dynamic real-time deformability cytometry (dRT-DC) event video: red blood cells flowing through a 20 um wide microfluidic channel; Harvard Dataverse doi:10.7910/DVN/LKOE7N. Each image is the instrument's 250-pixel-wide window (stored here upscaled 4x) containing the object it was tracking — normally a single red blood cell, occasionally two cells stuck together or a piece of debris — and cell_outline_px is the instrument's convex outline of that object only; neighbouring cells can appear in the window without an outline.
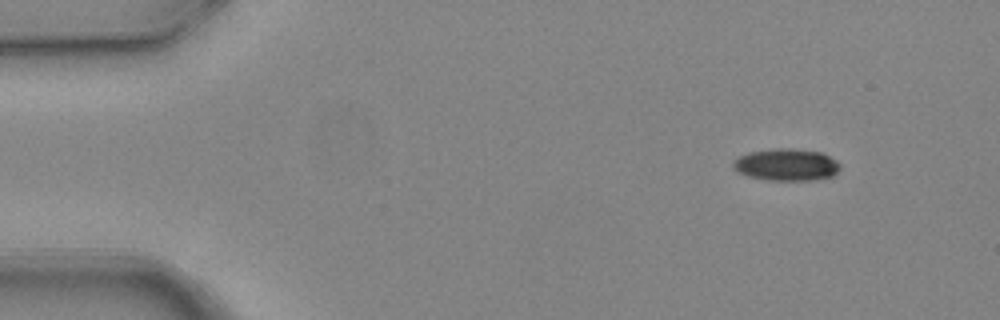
{"species": "common noctule bat (a hibernating species)", "species_latin": "Nyctalus noctula", "temperature_condition": "warm", "stored_images_in_passage": 5, "camera_frame_rate_fps": 3000, "um_per_image_px": 0.085, "animal": {"sex": "female", "body_mass_g": 24.6, "forearm_length_mm": 56.2}, "frame": {"image": 1, "passage_image": 1, "time_ms": 0.0, "image_size_px": [1000, 320], "cell_outline_px": [[840, 168], [832, 176], [812, 180], [768, 180], [748, 176], [736, 172], [732, 168], [732, 160], [748, 152], [776, 148], [792, 148], [820, 152], [836, 160], [840, 164]], "centroid_in_image_um": [66.8, 14.0], "position_along_channel_um": 18.2, "area_um2": 20.06}}
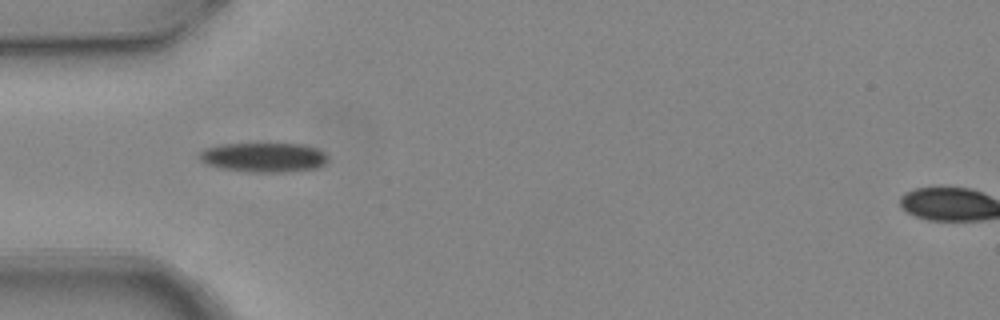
{"frame": {"image": 2, "passage_image": 4, "time_ms": 1.0, "image_size_px": [1000, 320], "cell_outline_px": [[328, 160], [324, 164], [316, 168], [292, 172], [248, 172], [220, 168], [208, 164], [200, 160], [200, 152], [204, 148], [220, 144], [304, 144], [316, 148], [324, 152], [328, 156]], "centroid_in_image_um": [22.44, 13.38], "position_along_channel_um": 62.6, "area_um2": 22.2}}
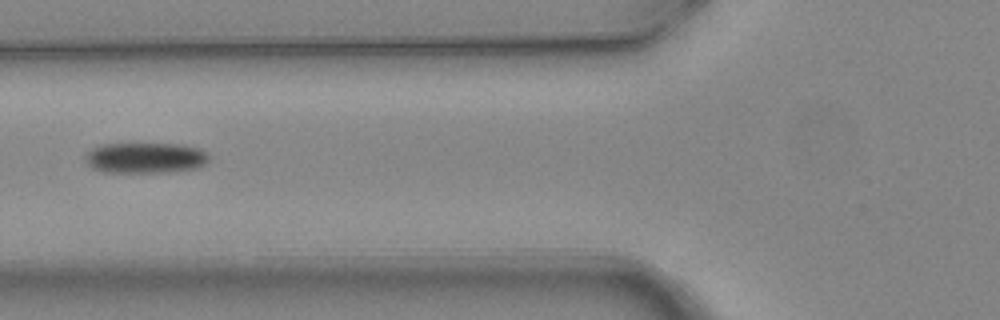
{"frame": {"image": 3, "passage_image": 5, "time_ms": 1.333, "image_size_px": [1000, 320], "cell_outline_px": [[208, 160], [200, 168], [168, 172], [100, 172], [92, 168], [88, 164], [84, 156], [92, 148], [100, 144], [184, 144], [200, 148], [208, 152]], "centroid_in_image_um": [12.38, 13.42], "position_along_channel_um": 113.4, "area_um2": 22.37}}